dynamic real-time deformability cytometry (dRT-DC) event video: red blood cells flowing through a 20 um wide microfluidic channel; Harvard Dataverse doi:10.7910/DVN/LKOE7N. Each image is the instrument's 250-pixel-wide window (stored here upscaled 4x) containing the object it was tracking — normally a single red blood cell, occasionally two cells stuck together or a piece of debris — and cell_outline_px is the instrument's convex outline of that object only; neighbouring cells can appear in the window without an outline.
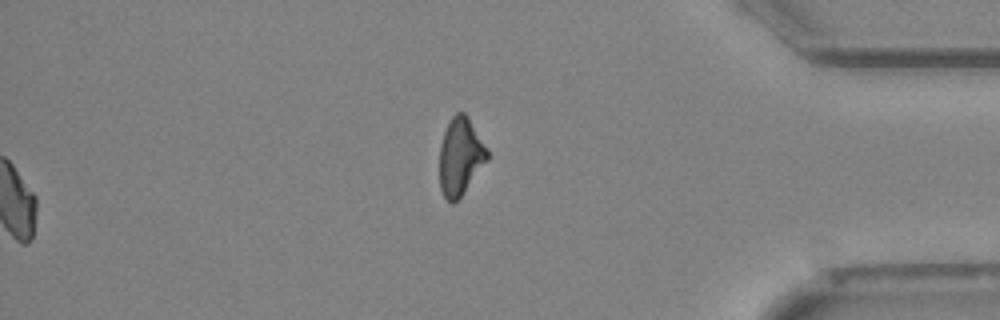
{"species": "Egyptian fruit bat (a non-hibernating species)", "species_latin": "Rousettus aegyptiacus", "temperature_condition": "cold", "stored_images_in_passage": 52, "segment_of_instrument_passage": [2, 2], "camera_frame_rate_fps": 3000, "um_per_image_px": 0.085, "animal": {"sex": "female"}, "frame": {"image": 1, "passage_image": 52, "time_ms": 17.0, "image_size_px": [1000, 320], "cell_outline_px": [[488, 160], [460, 196], [452, 204], [444, 196], [440, 188], [440, 144], [448, 120], [456, 112], [464, 112], [468, 116], [488, 152]], "centroid_in_image_um": [39.11, 13.27], "position_along_channel_um": 396.1, "area_um2": 21.21}}